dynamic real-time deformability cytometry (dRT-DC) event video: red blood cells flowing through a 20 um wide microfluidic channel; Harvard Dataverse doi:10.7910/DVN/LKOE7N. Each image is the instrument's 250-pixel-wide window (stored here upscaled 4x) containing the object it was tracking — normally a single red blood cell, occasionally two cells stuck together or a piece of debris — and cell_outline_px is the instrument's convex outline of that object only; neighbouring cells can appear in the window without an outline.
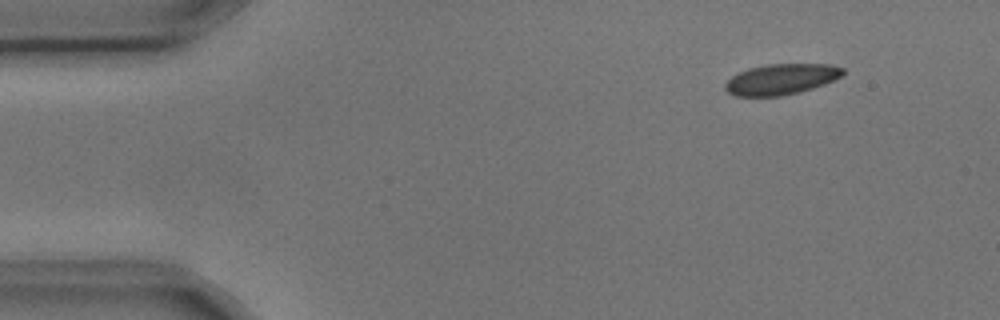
{"species": "common noctule bat (a hibernating species)", "species_latin": "Nyctalus noctula", "temperature_condition": "cold", "stored_images_in_passage": 5, "camera_frame_rate_fps": 3000, "um_per_image_px": 0.085, "animal": {"sex": "male", "body_mass_g": 17.9, "forearm_length_mm": 54.2}, "frame": {"image": 1, "passage_image": 1, "time_ms": 0.0, "image_size_px": [1000, 320], "cell_outline_px": [[844, 72], [840, 76], [824, 84], [800, 92], [780, 96], [736, 96], [728, 92], [724, 88], [724, 84], [732, 76], [748, 68], [768, 64], [828, 64], [844, 68]], "centroid_in_image_um": [66.38, 6.73], "position_along_channel_um": 18.6, "area_um2": 20.92}}